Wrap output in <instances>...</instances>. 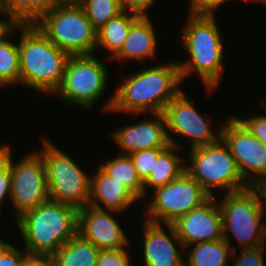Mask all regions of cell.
<instances>
[{"instance_id":"6da1fadb","label":"cell","mask_w":266,"mask_h":266,"mask_svg":"<svg viewBox=\"0 0 266 266\" xmlns=\"http://www.w3.org/2000/svg\"><path fill=\"white\" fill-rule=\"evenodd\" d=\"M178 63L150 66L125 78L104 103L107 112L163 113L168 102L182 89Z\"/></svg>"},{"instance_id":"7a4b0ae2","label":"cell","mask_w":266,"mask_h":266,"mask_svg":"<svg viewBox=\"0 0 266 266\" xmlns=\"http://www.w3.org/2000/svg\"><path fill=\"white\" fill-rule=\"evenodd\" d=\"M216 16L189 15L181 42L191 59L179 62L181 80L197 72L208 94L221 84L223 73L222 36Z\"/></svg>"},{"instance_id":"3957f363","label":"cell","mask_w":266,"mask_h":266,"mask_svg":"<svg viewBox=\"0 0 266 266\" xmlns=\"http://www.w3.org/2000/svg\"><path fill=\"white\" fill-rule=\"evenodd\" d=\"M19 84L54 94L63 80L69 55L52 43L35 24H18Z\"/></svg>"},{"instance_id":"277c9868","label":"cell","mask_w":266,"mask_h":266,"mask_svg":"<svg viewBox=\"0 0 266 266\" xmlns=\"http://www.w3.org/2000/svg\"><path fill=\"white\" fill-rule=\"evenodd\" d=\"M15 222L29 255L52 256L77 233L78 210L48 199Z\"/></svg>"},{"instance_id":"5b68a950","label":"cell","mask_w":266,"mask_h":266,"mask_svg":"<svg viewBox=\"0 0 266 266\" xmlns=\"http://www.w3.org/2000/svg\"><path fill=\"white\" fill-rule=\"evenodd\" d=\"M217 199L222 214L223 239L231 246L229 233L240 249L265 245V212L255 187L224 193ZM264 216V217H263ZM262 222V223H261Z\"/></svg>"},{"instance_id":"8992f818","label":"cell","mask_w":266,"mask_h":266,"mask_svg":"<svg viewBox=\"0 0 266 266\" xmlns=\"http://www.w3.org/2000/svg\"><path fill=\"white\" fill-rule=\"evenodd\" d=\"M35 25L68 55H90L96 52L97 30L80 5L58 4Z\"/></svg>"},{"instance_id":"52a82bcc","label":"cell","mask_w":266,"mask_h":266,"mask_svg":"<svg viewBox=\"0 0 266 266\" xmlns=\"http://www.w3.org/2000/svg\"><path fill=\"white\" fill-rule=\"evenodd\" d=\"M185 171L211 196L213 191L230 193L249 187L242 179L229 147L217 143L190 149Z\"/></svg>"},{"instance_id":"ba28073f","label":"cell","mask_w":266,"mask_h":266,"mask_svg":"<svg viewBox=\"0 0 266 266\" xmlns=\"http://www.w3.org/2000/svg\"><path fill=\"white\" fill-rule=\"evenodd\" d=\"M39 153L45 163L49 199L75 207L77 210L89 204L90 176L77 162L43 138Z\"/></svg>"},{"instance_id":"9c48e42d","label":"cell","mask_w":266,"mask_h":266,"mask_svg":"<svg viewBox=\"0 0 266 266\" xmlns=\"http://www.w3.org/2000/svg\"><path fill=\"white\" fill-rule=\"evenodd\" d=\"M95 55H69L59 88L52 96H60L67 105L91 110L106 90L107 67Z\"/></svg>"},{"instance_id":"30bf717a","label":"cell","mask_w":266,"mask_h":266,"mask_svg":"<svg viewBox=\"0 0 266 266\" xmlns=\"http://www.w3.org/2000/svg\"><path fill=\"white\" fill-rule=\"evenodd\" d=\"M153 193L144 220L164 225L174 223L211 197L186 171Z\"/></svg>"},{"instance_id":"8fae6325","label":"cell","mask_w":266,"mask_h":266,"mask_svg":"<svg viewBox=\"0 0 266 266\" xmlns=\"http://www.w3.org/2000/svg\"><path fill=\"white\" fill-rule=\"evenodd\" d=\"M9 146V169L11 174L10 202L18 219L25 212L35 209L49 199L45 163L42 155L31 151L19 162H13Z\"/></svg>"},{"instance_id":"7c38bea8","label":"cell","mask_w":266,"mask_h":266,"mask_svg":"<svg viewBox=\"0 0 266 266\" xmlns=\"http://www.w3.org/2000/svg\"><path fill=\"white\" fill-rule=\"evenodd\" d=\"M221 139L229 147L243 181L249 186L266 182V145L236 118H227Z\"/></svg>"},{"instance_id":"4fadbf2b","label":"cell","mask_w":266,"mask_h":266,"mask_svg":"<svg viewBox=\"0 0 266 266\" xmlns=\"http://www.w3.org/2000/svg\"><path fill=\"white\" fill-rule=\"evenodd\" d=\"M163 115L166 120L167 134L171 145L182 147L174 137L179 134L188 137L190 148H197L217 143L221 139V128L218 133H213L210 129L213 121L204 116L194 107V100L189 99L187 93L181 90L166 105Z\"/></svg>"},{"instance_id":"5bb4252c","label":"cell","mask_w":266,"mask_h":266,"mask_svg":"<svg viewBox=\"0 0 266 266\" xmlns=\"http://www.w3.org/2000/svg\"><path fill=\"white\" fill-rule=\"evenodd\" d=\"M113 212L119 213L89 204L84 206L78 210L77 233L99 250H117L130 246L129 238L125 235L121 224L114 218Z\"/></svg>"},{"instance_id":"9a60e30c","label":"cell","mask_w":266,"mask_h":266,"mask_svg":"<svg viewBox=\"0 0 266 266\" xmlns=\"http://www.w3.org/2000/svg\"><path fill=\"white\" fill-rule=\"evenodd\" d=\"M216 200V196L210 197L172 223L185 249L195 243L223 239L222 214Z\"/></svg>"},{"instance_id":"2e32d148","label":"cell","mask_w":266,"mask_h":266,"mask_svg":"<svg viewBox=\"0 0 266 266\" xmlns=\"http://www.w3.org/2000/svg\"><path fill=\"white\" fill-rule=\"evenodd\" d=\"M143 221L144 266H185V247L177 237L173 225L166 224L167 232L162 224Z\"/></svg>"},{"instance_id":"e0dca14e","label":"cell","mask_w":266,"mask_h":266,"mask_svg":"<svg viewBox=\"0 0 266 266\" xmlns=\"http://www.w3.org/2000/svg\"><path fill=\"white\" fill-rule=\"evenodd\" d=\"M153 115V119H144L136 124L120 126L112 132V137L119 146L121 155H130L145 149L167 148L170 145L163 113Z\"/></svg>"},{"instance_id":"ac0fdd59","label":"cell","mask_w":266,"mask_h":266,"mask_svg":"<svg viewBox=\"0 0 266 266\" xmlns=\"http://www.w3.org/2000/svg\"><path fill=\"white\" fill-rule=\"evenodd\" d=\"M96 169L95 175H90L89 205L122 212L138 200L122 183L111 178L99 166Z\"/></svg>"},{"instance_id":"d6986e66","label":"cell","mask_w":266,"mask_h":266,"mask_svg":"<svg viewBox=\"0 0 266 266\" xmlns=\"http://www.w3.org/2000/svg\"><path fill=\"white\" fill-rule=\"evenodd\" d=\"M149 16H140L132 25L121 49L111 60L135 59L141 63L156 56L157 37Z\"/></svg>"},{"instance_id":"ffe728a7","label":"cell","mask_w":266,"mask_h":266,"mask_svg":"<svg viewBox=\"0 0 266 266\" xmlns=\"http://www.w3.org/2000/svg\"><path fill=\"white\" fill-rule=\"evenodd\" d=\"M180 148L169 145L157 157V161L152 169L151 174L144 181V198L149 192V188L163 187L172 180L179 178L185 172V158L180 157L175 151Z\"/></svg>"},{"instance_id":"44dd1931","label":"cell","mask_w":266,"mask_h":266,"mask_svg":"<svg viewBox=\"0 0 266 266\" xmlns=\"http://www.w3.org/2000/svg\"><path fill=\"white\" fill-rule=\"evenodd\" d=\"M100 250L91 242L76 233L53 255L54 266H96Z\"/></svg>"},{"instance_id":"7402d4cb","label":"cell","mask_w":266,"mask_h":266,"mask_svg":"<svg viewBox=\"0 0 266 266\" xmlns=\"http://www.w3.org/2000/svg\"><path fill=\"white\" fill-rule=\"evenodd\" d=\"M140 16L131 12L123 11L110 19L97 31L96 50L103 47L108 50L111 59L122 47L128 37L131 25Z\"/></svg>"},{"instance_id":"603a6c76","label":"cell","mask_w":266,"mask_h":266,"mask_svg":"<svg viewBox=\"0 0 266 266\" xmlns=\"http://www.w3.org/2000/svg\"><path fill=\"white\" fill-rule=\"evenodd\" d=\"M190 246V251L185 253L188 258L185 260V266H227L235 249L230 247L224 239L195 243Z\"/></svg>"},{"instance_id":"cb8c5ba5","label":"cell","mask_w":266,"mask_h":266,"mask_svg":"<svg viewBox=\"0 0 266 266\" xmlns=\"http://www.w3.org/2000/svg\"><path fill=\"white\" fill-rule=\"evenodd\" d=\"M99 167L111 178L122 183L138 200L144 198V182L138 176L129 155L117 154L113 159L99 164Z\"/></svg>"},{"instance_id":"d4e9b609","label":"cell","mask_w":266,"mask_h":266,"mask_svg":"<svg viewBox=\"0 0 266 266\" xmlns=\"http://www.w3.org/2000/svg\"><path fill=\"white\" fill-rule=\"evenodd\" d=\"M17 32L18 24H16L1 40H0V87L15 85L19 83L20 63H19V47L18 42L12 43L7 37L12 32ZM8 35V36H7Z\"/></svg>"},{"instance_id":"484cf974","label":"cell","mask_w":266,"mask_h":266,"mask_svg":"<svg viewBox=\"0 0 266 266\" xmlns=\"http://www.w3.org/2000/svg\"><path fill=\"white\" fill-rule=\"evenodd\" d=\"M56 5V0H8L5 3L7 12L20 25L36 24Z\"/></svg>"},{"instance_id":"4316f807","label":"cell","mask_w":266,"mask_h":266,"mask_svg":"<svg viewBox=\"0 0 266 266\" xmlns=\"http://www.w3.org/2000/svg\"><path fill=\"white\" fill-rule=\"evenodd\" d=\"M80 6L97 31L123 12L120 0H84Z\"/></svg>"},{"instance_id":"83f0119b","label":"cell","mask_w":266,"mask_h":266,"mask_svg":"<svg viewBox=\"0 0 266 266\" xmlns=\"http://www.w3.org/2000/svg\"><path fill=\"white\" fill-rule=\"evenodd\" d=\"M164 149L165 148L145 149L129 155L133 161L135 169L137 170L138 176L143 182L151 174L158 155Z\"/></svg>"},{"instance_id":"f1b7e54d","label":"cell","mask_w":266,"mask_h":266,"mask_svg":"<svg viewBox=\"0 0 266 266\" xmlns=\"http://www.w3.org/2000/svg\"><path fill=\"white\" fill-rule=\"evenodd\" d=\"M266 245L258 246L254 248H244L242 251L236 254V247L232 252V257L235 259L231 266H265L264 262V248ZM237 255V256H236Z\"/></svg>"},{"instance_id":"f546056e","label":"cell","mask_w":266,"mask_h":266,"mask_svg":"<svg viewBox=\"0 0 266 266\" xmlns=\"http://www.w3.org/2000/svg\"><path fill=\"white\" fill-rule=\"evenodd\" d=\"M130 257L126 247L117 250H100L96 266H132Z\"/></svg>"},{"instance_id":"4dcf8cb0","label":"cell","mask_w":266,"mask_h":266,"mask_svg":"<svg viewBox=\"0 0 266 266\" xmlns=\"http://www.w3.org/2000/svg\"><path fill=\"white\" fill-rule=\"evenodd\" d=\"M29 253L15 248L14 245L0 239V266H23Z\"/></svg>"},{"instance_id":"1f68e13d","label":"cell","mask_w":266,"mask_h":266,"mask_svg":"<svg viewBox=\"0 0 266 266\" xmlns=\"http://www.w3.org/2000/svg\"><path fill=\"white\" fill-rule=\"evenodd\" d=\"M266 110V105H263ZM249 131L250 133L256 137L258 140L262 142V144L266 145V115H255L245 118L236 117Z\"/></svg>"},{"instance_id":"d6a6232c","label":"cell","mask_w":266,"mask_h":266,"mask_svg":"<svg viewBox=\"0 0 266 266\" xmlns=\"http://www.w3.org/2000/svg\"><path fill=\"white\" fill-rule=\"evenodd\" d=\"M232 0H189L190 14L188 15H205L214 16L215 10L226 2Z\"/></svg>"},{"instance_id":"836d02e7","label":"cell","mask_w":266,"mask_h":266,"mask_svg":"<svg viewBox=\"0 0 266 266\" xmlns=\"http://www.w3.org/2000/svg\"><path fill=\"white\" fill-rule=\"evenodd\" d=\"M155 2V0H120L123 11L131 12L139 16H149L147 11Z\"/></svg>"},{"instance_id":"e575fe53","label":"cell","mask_w":266,"mask_h":266,"mask_svg":"<svg viewBox=\"0 0 266 266\" xmlns=\"http://www.w3.org/2000/svg\"><path fill=\"white\" fill-rule=\"evenodd\" d=\"M11 193V174L9 165H7L1 172H0V212L1 206L3 205V200L6 199V196L10 199Z\"/></svg>"},{"instance_id":"d590c367","label":"cell","mask_w":266,"mask_h":266,"mask_svg":"<svg viewBox=\"0 0 266 266\" xmlns=\"http://www.w3.org/2000/svg\"><path fill=\"white\" fill-rule=\"evenodd\" d=\"M23 266H54L52 256L28 255Z\"/></svg>"},{"instance_id":"8d00e7d4","label":"cell","mask_w":266,"mask_h":266,"mask_svg":"<svg viewBox=\"0 0 266 266\" xmlns=\"http://www.w3.org/2000/svg\"><path fill=\"white\" fill-rule=\"evenodd\" d=\"M2 13L6 15L5 18L8 20L0 19V40L16 25L13 18L7 12L5 5L0 9V14L2 15Z\"/></svg>"},{"instance_id":"74e56055","label":"cell","mask_w":266,"mask_h":266,"mask_svg":"<svg viewBox=\"0 0 266 266\" xmlns=\"http://www.w3.org/2000/svg\"><path fill=\"white\" fill-rule=\"evenodd\" d=\"M9 145L0 144V172L8 165Z\"/></svg>"},{"instance_id":"f35d334b","label":"cell","mask_w":266,"mask_h":266,"mask_svg":"<svg viewBox=\"0 0 266 266\" xmlns=\"http://www.w3.org/2000/svg\"><path fill=\"white\" fill-rule=\"evenodd\" d=\"M256 188L257 194L259 196L262 210H266V182H262L254 186ZM266 224V221H265Z\"/></svg>"},{"instance_id":"ab89813d","label":"cell","mask_w":266,"mask_h":266,"mask_svg":"<svg viewBox=\"0 0 266 266\" xmlns=\"http://www.w3.org/2000/svg\"><path fill=\"white\" fill-rule=\"evenodd\" d=\"M59 5H80L84 0H56Z\"/></svg>"},{"instance_id":"60d3db41","label":"cell","mask_w":266,"mask_h":266,"mask_svg":"<svg viewBox=\"0 0 266 266\" xmlns=\"http://www.w3.org/2000/svg\"><path fill=\"white\" fill-rule=\"evenodd\" d=\"M257 2V4L259 3H263L264 5H266V0H256L255 3Z\"/></svg>"},{"instance_id":"b9f144b4","label":"cell","mask_w":266,"mask_h":266,"mask_svg":"<svg viewBox=\"0 0 266 266\" xmlns=\"http://www.w3.org/2000/svg\"><path fill=\"white\" fill-rule=\"evenodd\" d=\"M242 1V0H241ZM256 0H243V2H251V3H255Z\"/></svg>"},{"instance_id":"7bdbcfd3","label":"cell","mask_w":266,"mask_h":266,"mask_svg":"<svg viewBox=\"0 0 266 266\" xmlns=\"http://www.w3.org/2000/svg\"><path fill=\"white\" fill-rule=\"evenodd\" d=\"M4 5H5V3H4L2 0H0V9H1Z\"/></svg>"}]
</instances>
